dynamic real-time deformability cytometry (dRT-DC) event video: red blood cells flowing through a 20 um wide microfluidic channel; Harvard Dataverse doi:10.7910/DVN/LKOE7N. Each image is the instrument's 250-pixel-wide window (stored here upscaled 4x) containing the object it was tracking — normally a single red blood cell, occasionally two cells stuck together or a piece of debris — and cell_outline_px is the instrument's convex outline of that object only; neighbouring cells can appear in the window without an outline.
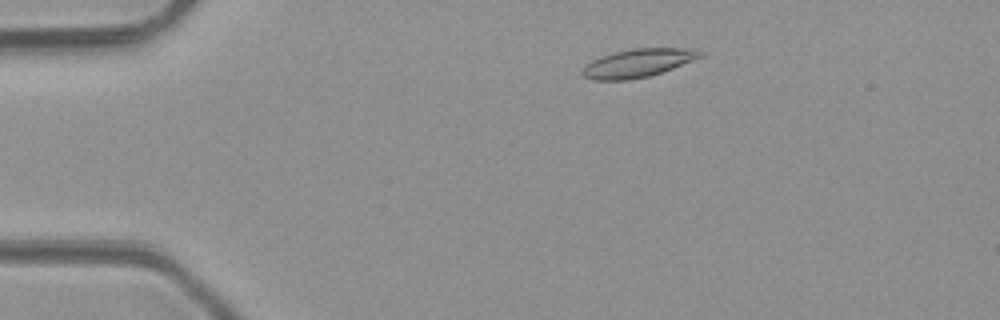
{"species": "common noctule bat (a hibernating species)", "species_latin": "Nyctalus noctula", "temperature_condition": "room temperature", "stored_images_in_passage": 5, "camera_frame_rate_fps": 3000, "um_per_image_px": 0.085, "animal": {"sex": "male", "body_mass_g": 23.1, "forearm_length_mm": 52.7}, "frame": {"image": 1, "passage_image": 1, "time_ms": 0.0, "image_size_px": [1000, 320], "cell_outline_px": [[704, 56], [672, 68], [648, 76], [628, 80], [592, 80], [584, 76], [580, 72], [592, 60], [600, 56], [632, 48], [700, 48], [704, 52]], "centroid_in_image_um": [54.27, 5.34], "position_along_channel_um": 30.7, "area_um2": 19.42}}
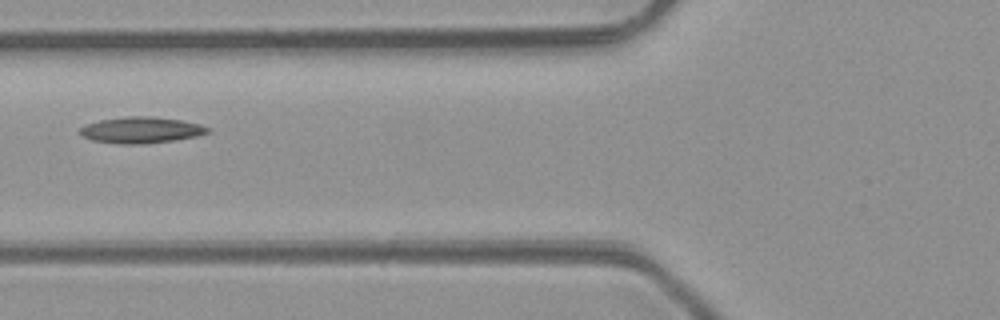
{"frame": {"image": 2, "passage_image": 4, "time_ms": 3.333, "image_size_px": [1000, 320], "cell_outline_px": [[212, 128], [208, 132], [196, 136], [176, 140], [144, 144], [116, 144], [92, 140], [80, 136], [76, 132], [84, 124], [100, 120], [124, 116], [152, 116], [180, 120], [200, 124]], "centroid_in_image_um": [11.93, 11.05], "position_along_channel_um": 113.9, "area_um2": 19.88}}
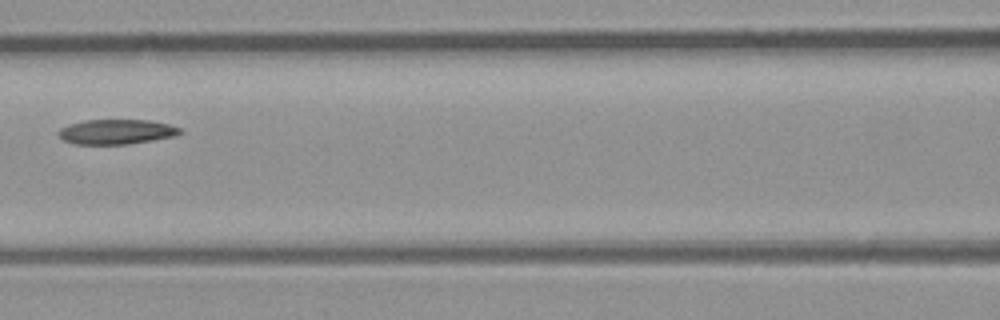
{"frame": {"image": 3, "passage_image": 5, "time_ms": 4.333, "image_size_px": [1000, 320], "cell_outline_px": [[184, 132], [176, 136], [128, 144], [72, 144], [64, 140], [56, 132], [60, 128], [68, 124], [84, 120], [148, 120], [168, 124], [180, 128]], "centroid_in_image_um": [9.88, 11.2], "position_along_channel_um": 156.7, "area_um2": 17.69}}